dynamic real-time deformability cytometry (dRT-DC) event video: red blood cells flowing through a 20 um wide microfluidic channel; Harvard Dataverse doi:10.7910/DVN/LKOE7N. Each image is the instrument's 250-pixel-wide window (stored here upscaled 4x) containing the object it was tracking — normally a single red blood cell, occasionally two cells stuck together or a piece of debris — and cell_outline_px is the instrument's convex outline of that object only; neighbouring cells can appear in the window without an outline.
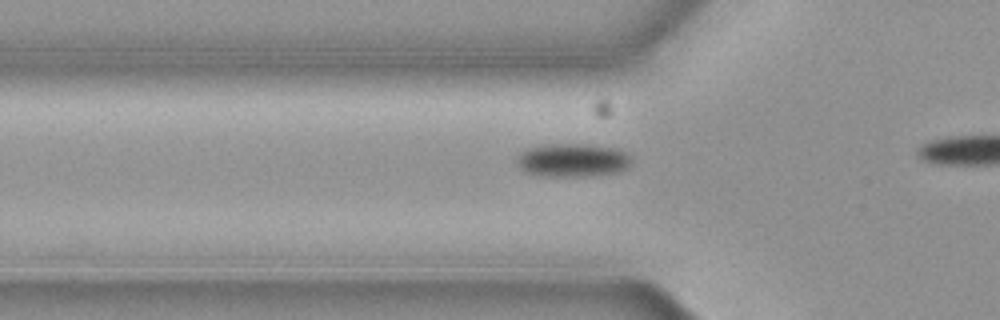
{"species": "common noctule bat (a hibernating species)", "species_latin": "Nyctalus noctula", "temperature_condition": "cold", "stored_images_in_passage": 21, "camera_frame_rate_fps": 3000, "um_per_image_px": 0.085, "animal": {"sex": "female", "body_mass_g": 19.3, "forearm_length_mm": 54.1}, "frame": {"image": 1, "passage_image": 15, "time_ms": 4.667, "image_size_px": [1000, 320], "cell_outline_px": [[632, 164], [628, 168], [616, 172], [580, 176], [544, 176], [528, 172], [520, 168], [516, 160], [516, 156], [528, 148], [540, 144], [592, 144], [620, 148], [628, 152], [632, 156]], "centroid_in_image_um": [48.73, 13.58], "position_along_channel_um": 77.1, "area_um2": 22.66}}
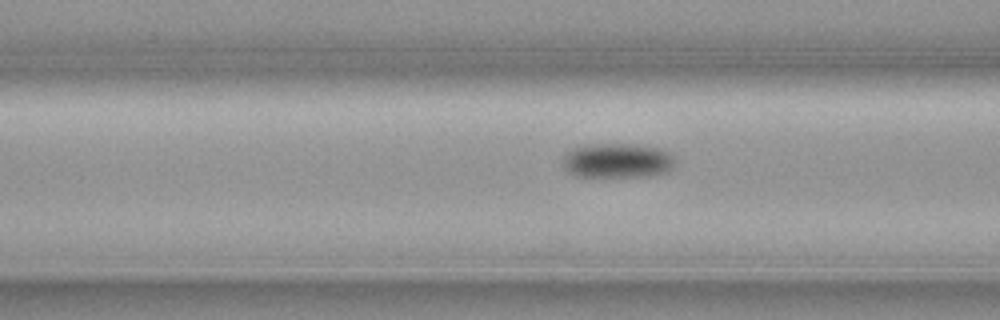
{"frame": {"image": 2, "passage_image": 18, "time_ms": 5.667, "image_size_px": [1000, 320], "cell_outline_px": [[676, 160], [672, 168], [668, 172], [652, 176], [576, 176], [568, 172], [564, 168], [564, 156], [572, 148], [584, 144], [628, 144], [660, 148], [672, 152]], "centroid_in_image_um": [52.53, 13.64], "position_along_channel_um": 114.1, "area_um2": 22.89}}